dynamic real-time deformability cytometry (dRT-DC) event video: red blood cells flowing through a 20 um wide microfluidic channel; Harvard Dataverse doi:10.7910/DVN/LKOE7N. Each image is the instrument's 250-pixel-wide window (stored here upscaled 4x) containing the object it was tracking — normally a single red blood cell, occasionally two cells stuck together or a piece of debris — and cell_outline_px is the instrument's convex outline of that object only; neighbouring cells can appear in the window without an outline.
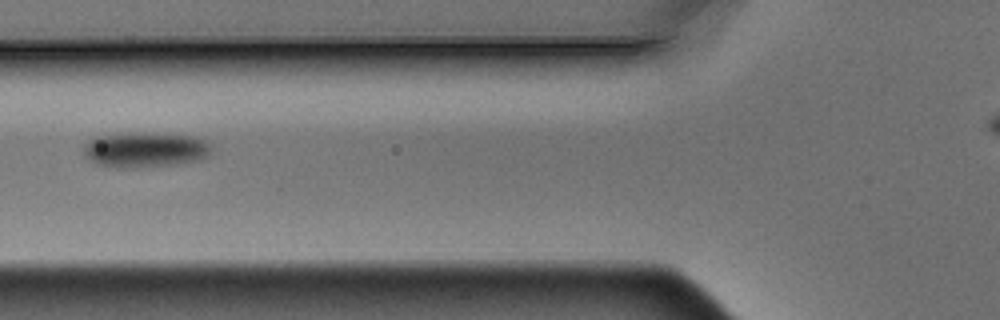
{"species": "Egyptian fruit bat (a non-hibernating species)", "species_latin": "Rousettus aegyptiacus", "temperature_condition": "warm", "stored_images_in_passage": 6, "camera_frame_rate_fps": 3000, "um_per_image_px": 0.085, "animal": {"sex": "male"}, "frame": {"image": 1, "passage_image": 3, "time_ms": 0.667, "image_size_px": [1000, 320], "cell_outline_px": [[212, 148], [208, 156], [200, 160], [180, 164], [136, 168], [100, 164], [92, 160], [84, 152], [84, 144], [88, 140], [96, 136], [120, 132], [148, 132], [192, 136], [204, 140]], "centroid_in_image_um": [12.37, 12.7], "position_along_channel_um": 113.4, "area_um2": 26.36}}
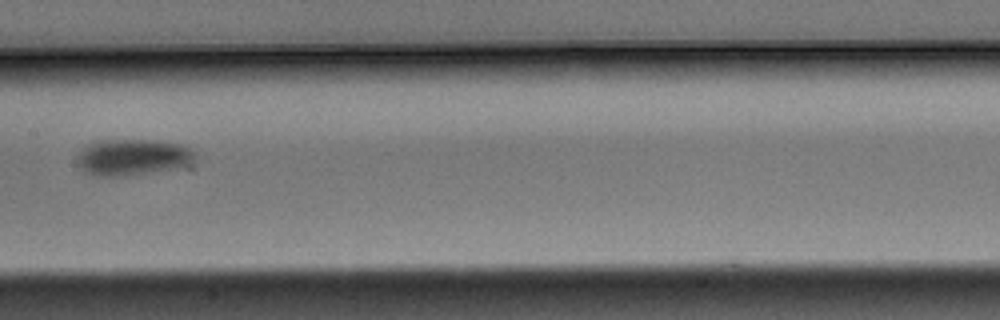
{"frame": {"image": 2, "passage_image": 5, "time_ms": 1.333, "image_size_px": [1000, 320], "cell_outline_px": [[196, 160], [180, 168], [124, 176], [96, 176], [84, 172], [76, 164], [80, 148], [96, 140], [160, 140], [188, 144], [196, 152]], "centroid_in_image_um": [11.32, 13.34], "position_along_channel_um": 196.1, "area_um2": 25.78}}
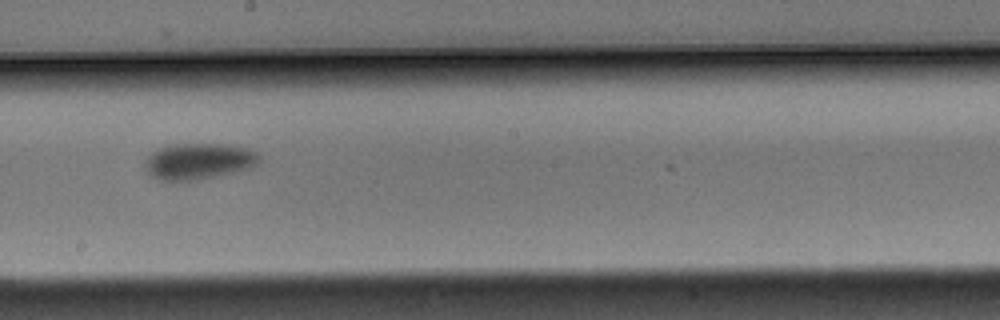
{"frame": {"image": 3, "passage_image": 6, "time_ms": 1.667, "image_size_px": [1000, 320], "cell_outline_px": [[260, 160], [256, 164], [248, 168], [200, 180], [160, 180], [144, 172], [144, 160], [152, 152], [160, 148], [172, 144], [232, 144], [256, 152], [260, 156]], "centroid_in_image_um": [16.83, 13.7], "position_along_channel_um": 231.4, "area_um2": 24.1}}